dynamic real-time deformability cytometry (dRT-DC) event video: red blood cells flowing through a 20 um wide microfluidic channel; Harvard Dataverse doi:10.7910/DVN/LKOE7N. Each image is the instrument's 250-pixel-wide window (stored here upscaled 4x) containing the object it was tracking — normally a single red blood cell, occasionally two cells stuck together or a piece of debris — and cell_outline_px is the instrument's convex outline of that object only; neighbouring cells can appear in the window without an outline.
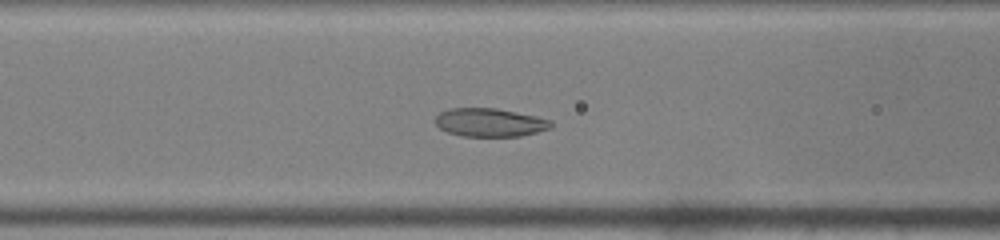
{"species": "common noctule bat (a hibernating species)", "species_latin": "Nyctalus noctula", "temperature_condition": "warm", "stored_images_in_passage": 36, "camera_frame_rate_fps": 3000, "um_per_image_px": 0.085, "animal": {"sex": "male", "body_mass_g": 19.0, "forearm_length_mm": 50.8}, "frame": {"image": 1, "passage_image": 12, "time_ms": 3.667, "image_size_px": [1000, 240], "cell_outline_px": [[552, 128], [520, 136], [460, 136], [448, 132], [440, 128], [436, 124], [436, 116], [440, 112], [448, 108], [496, 108], [536, 116], [552, 120]], "centroid_in_image_um": [41.64, 10.4], "position_along_channel_um": 125.0, "area_um2": 19.13}}
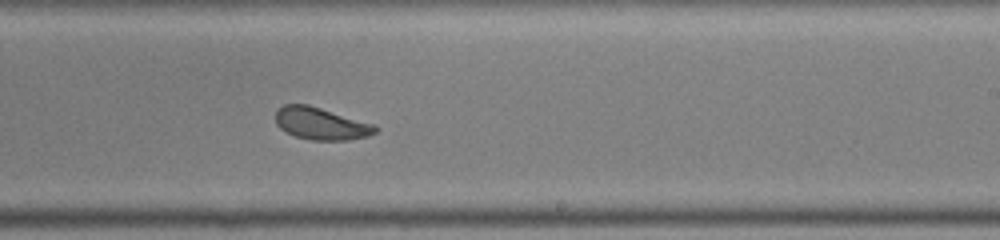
{"frame": {"image": 2, "passage_image": 22, "time_ms": 7.0, "image_size_px": [1000, 240], "cell_outline_px": [[380, 128], [376, 132], [368, 136], [348, 140], [312, 140], [296, 136], [280, 128], [276, 124], [276, 112], [284, 104], [308, 104], [376, 124]], "centroid_in_image_um": [27.34, 10.5], "position_along_channel_um": 261.7, "area_um2": 18.79}}
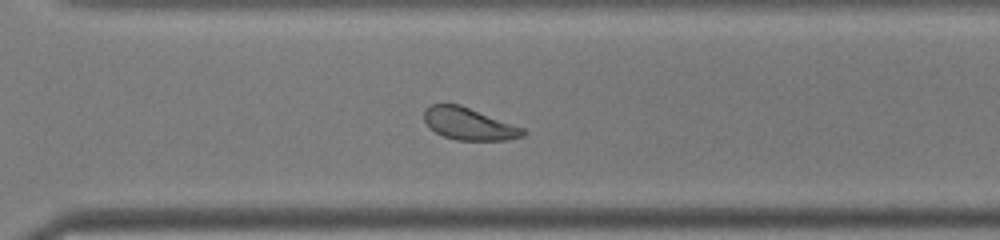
{"frame": {"image": 3, "passage_image": 27, "time_ms": 8.667, "image_size_px": [1000, 240], "cell_outline_px": [[528, 132], [524, 136], [504, 140], [456, 140], [444, 136], [436, 132], [424, 120], [424, 112], [432, 104], [460, 104], [524, 128]], "centroid_in_image_um": [39.9, 10.53], "position_along_channel_um": 330.7, "area_um2": 18.32}, "authors_computed_cell_mechanics": {"area_um2": 19.5075, "velocity_mm_per_s": 4.1216, "shape_relaxation_time_tau1_ms": 3.1485, "shape_relaxation_time_tau2_ms": 2.8524, "deformation_change_tau1": 0.0978, "deformation_change_tau2": 0.092}}